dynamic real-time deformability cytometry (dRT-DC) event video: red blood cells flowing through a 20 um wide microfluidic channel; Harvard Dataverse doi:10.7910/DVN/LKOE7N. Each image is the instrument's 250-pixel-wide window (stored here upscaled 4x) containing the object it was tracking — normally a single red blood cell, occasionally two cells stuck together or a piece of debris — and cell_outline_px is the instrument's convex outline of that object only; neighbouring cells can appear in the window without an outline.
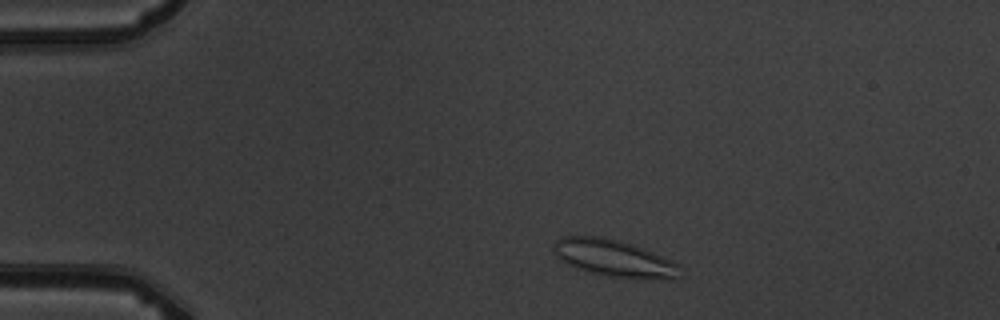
{"species": "common noctule bat (a hibernating species)", "species_latin": "Nyctalus noctula", "temperature_condition": "warm", "stored_images_in_passage": 3, "camera_frame_rate_fps": 3000, "um_per_image_px": 0.085, "animal": {"sex": "male", "body_mass_g": 19.5, "forearm_length_mm": 54.6}, "frame": {"image": 1, "passage_image": 2, "time_ms": 1.333, "image_size_px": [1000, 320], "cell_outline_px": [[676, 280], [656, 280], [604, 276], [588, 272], [576, 268], [560, 260], [552, 252], [552, 244], [560, 236], [604, 236], [620, 240], [644, 248], [672, 260], [676, 264]], "centroid_in_image_um": [52.12, 21.94], "position_along_channel_um": 32.9, "area_um2": 27.63}}